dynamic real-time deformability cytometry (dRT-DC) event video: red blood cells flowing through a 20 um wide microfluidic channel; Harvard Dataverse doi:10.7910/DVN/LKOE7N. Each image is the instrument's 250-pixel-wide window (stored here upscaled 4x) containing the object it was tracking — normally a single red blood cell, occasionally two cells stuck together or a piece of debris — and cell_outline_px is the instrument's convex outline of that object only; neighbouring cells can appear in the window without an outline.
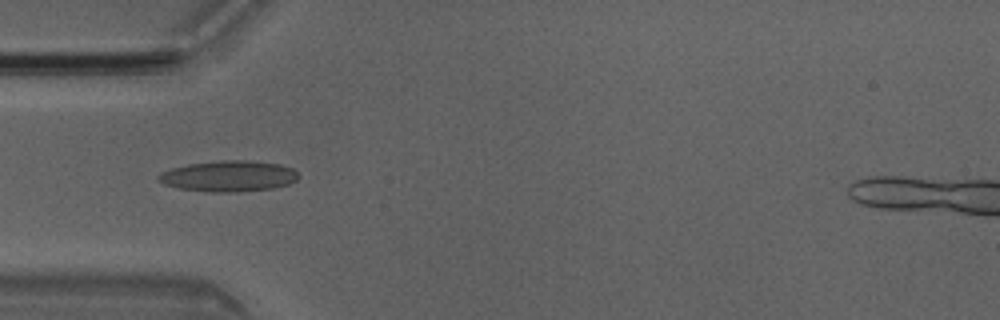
{"species": "Egyptian fruit bat (a non-hibernating species)", "species_latin": "Rousettus aegyptiacus", "temperature_condition": "room temperature", "stored_images_in_passage": 5, "camera_frame_rate_fps": 3000, "um_per_image_px": 0.085, "animal": {"sex": "male"}, "frame": {"image": 1, "passage_image": 5, "time_ms": 1.333, "image_size_px": [1000, 320], "cell_outline_px": [[300, 176], [296, 180], [288, 184], [272, 188], [240, 192], [208, 192], [176, 188], [164, 184], [156, 180], [156, 176], [160, 172], [172, 168], [188, 164], [224, 160], [244, 160], [280, 164], [292, 168]], "centroid_in_image_um": [19.39, 14.98], "position_along_channel_um": 65.6, "area_um2": 25.37}}